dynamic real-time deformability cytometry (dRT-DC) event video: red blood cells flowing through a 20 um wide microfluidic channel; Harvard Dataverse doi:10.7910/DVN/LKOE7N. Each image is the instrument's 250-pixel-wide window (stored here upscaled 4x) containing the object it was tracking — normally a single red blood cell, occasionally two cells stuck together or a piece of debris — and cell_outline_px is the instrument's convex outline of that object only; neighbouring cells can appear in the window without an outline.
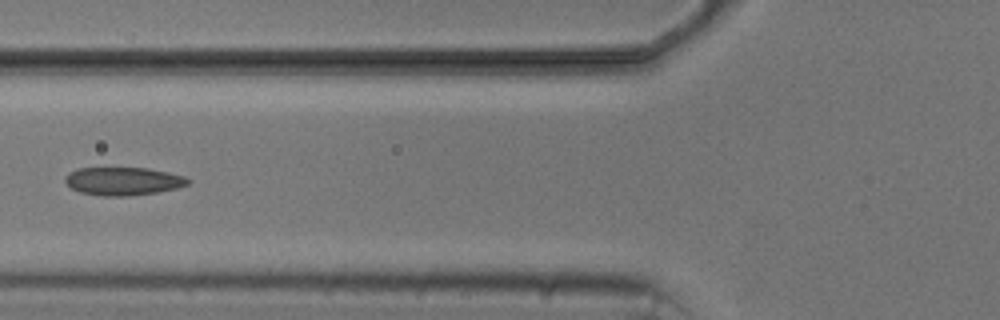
{"species": "common noctule bat (a hibernating species)", "species_latin": "Nyctalus noctula", "temperature_condition": "cold", "stored_images_in_passage": 6, "camera_frame_rate_fps": 3000, "um_per_image_px": 0.085, "animal": {"sex": "male", "body_mass_g": 20.5, "forearm_length_mm": 52.5}, "frame": {"image": 1, "passage_image": 5, "time_ms": 5.667, "image_size_px": [1000, 320], "cell_outline_px": [[192, 180], [188, 184], [176, 188], [156, 192], [128, 196], [104, 196], [80, 192], [72, 188], [64, 180], [64, 176], [68, 172], [76, 168], [148, 168], [184, 176]], "centroid_in_image_um": [10.44, 15.39], "position_along_channel_um": 115.4, "area_um2": 20.06}}
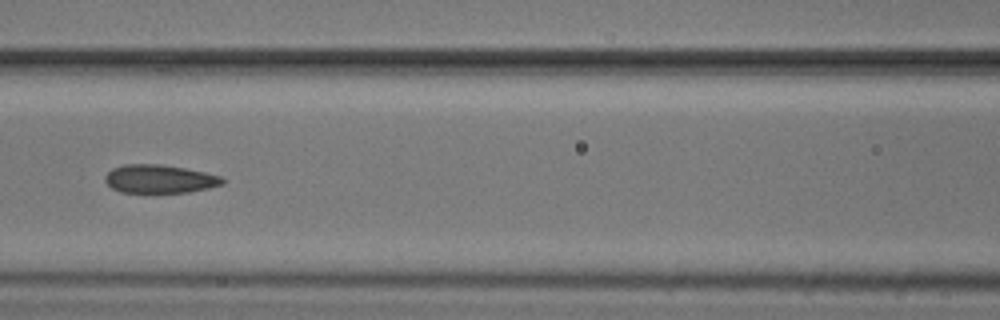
{"frame": {"image": 2, "passage_image": 6, "time_ms": 6.667, "image_size_px": [1000, 320], "cell_outline_px": [[224, 184], [208, 188], [188, 192], [152, 196], [120, 192], [112, 188], [104, 180], [104, 176], [112, 168], [124, 164], [160, 164], [184, 168], [204, 172], [220, 176], [224, 180]], "centroid_in_image_um": [13.51, 15.26], "position_along_channel_um": 153.1, "area_um2": 20.29}}